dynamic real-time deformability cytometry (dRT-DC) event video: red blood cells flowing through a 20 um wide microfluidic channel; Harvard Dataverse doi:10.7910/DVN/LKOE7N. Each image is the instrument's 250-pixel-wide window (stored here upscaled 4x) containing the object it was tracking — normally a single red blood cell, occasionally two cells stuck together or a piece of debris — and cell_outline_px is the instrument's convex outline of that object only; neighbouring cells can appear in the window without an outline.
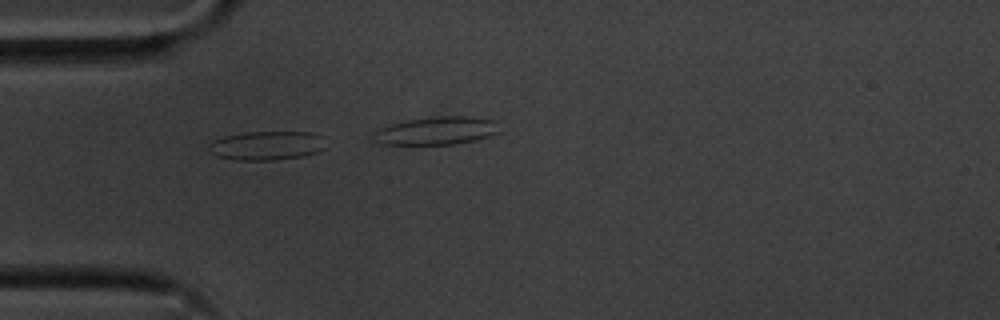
{"species": "common noctule bat (a hibernating species)", "species_latin": "Nyctalus noctula", "temperature_condition": "cold", "stored_images_in_passage": 9, "segment_of_instrument_passage": [1, 2], "camera_frame_rate_fps": 3000, "um_per_image_px": 0.085, "animal": {"sex": "male", "body_mass_g": 20.1, "forearm_length_mm": 53.5}, "frame": {"image": 1, "passage_image": 6, "time_ms": 1.667, "image_size_px": [1000, 320], "cell_outline_px": [[324, 148], [316, 152], [304, 156], [276, 160], [236, 160], [220, 156], [212, 152], [208, 148], [208, 144], [212, 140], [224, 136], [244, 132], [312, 132], [324, 136]], "centroid_in_image_um": [22.69, 12.36], "position_along_channel_um": 62.3, "area_um2": 19.83}}